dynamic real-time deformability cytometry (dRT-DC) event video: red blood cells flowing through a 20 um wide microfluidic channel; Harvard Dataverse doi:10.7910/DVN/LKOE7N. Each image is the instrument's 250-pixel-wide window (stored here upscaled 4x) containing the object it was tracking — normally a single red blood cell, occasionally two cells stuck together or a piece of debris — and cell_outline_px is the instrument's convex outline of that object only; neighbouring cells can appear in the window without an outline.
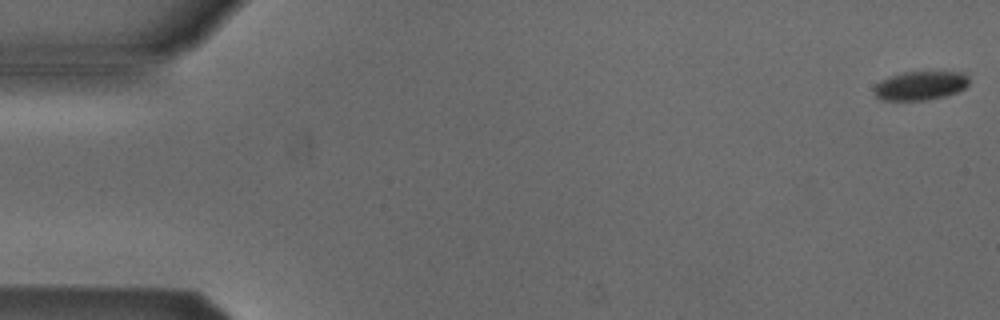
{"species": "Egyptian fruit bat (a non-hibernating species)", "species_latin": "Rousettus aegyptiacus", "temperature_condition": "cold", "stored_images_in_passage": 5, "camera_frame_rate_fps": 3000, "um_per_image_px": 0.085, "animal": {"sex": "male"}, "frame": {"image": 1, "passage_image": 1, "time_ms": 0.0, "image_size_px": [1000, 320], "cell_outline_px": [[968, 84], [964, 88], [956, 92], [944, 96], [924, 100], [884, 100], [876, 96], [872, 88], [880, 80], [888, 76], [904, 72], [960, 72], [968, 76]], "centroid_in_image_um": [78.18, 7.27], "position_along_channel_um": 6.8, "area_um2": 15.9}}